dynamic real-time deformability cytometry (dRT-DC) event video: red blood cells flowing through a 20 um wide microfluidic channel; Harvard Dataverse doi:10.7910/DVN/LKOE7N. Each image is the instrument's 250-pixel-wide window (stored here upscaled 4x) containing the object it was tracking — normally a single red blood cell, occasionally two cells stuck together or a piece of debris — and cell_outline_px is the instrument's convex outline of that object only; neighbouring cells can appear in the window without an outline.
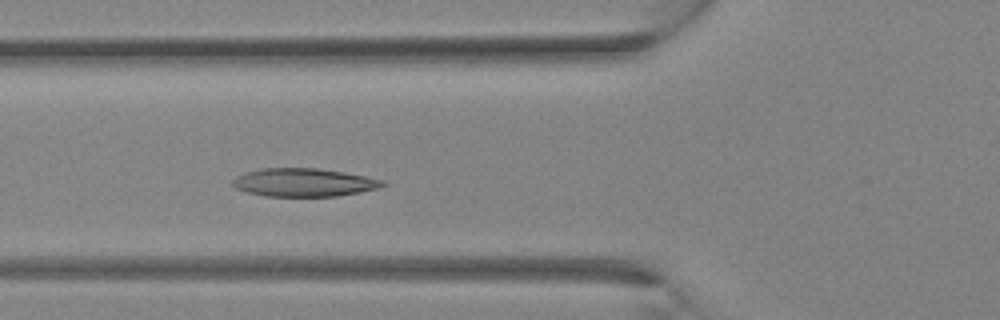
{"species": "Egyptian fruit bat (a non-hibernating species)", "species_latin": "Rousettus aegyptiacus", "temperature_condition": "room temperature", "stored_images_in_passage": 5, "camera_frame_rate_fps": 3000, "um_per_image_px": 0.085, "animal": {"sex": "female"}, "frame": {"image": 1, "passage_image": 5, "time_ms": 1.333, "image_size_px": [1000, 320], "cell_outline_px": [[388, 184], [376, 188], [360, 192], [336, 196], [264, 196], [248, 192], [236, 188], [232, 184], [232, 180], [236, 176], [244, 172], [260, 168], [316, 168], [344, 172], [384, 180]], "centroid_in_image_um": [25.8, 15.5], "position_along_channel_um": 100.0, "area_um2": 24.62}}